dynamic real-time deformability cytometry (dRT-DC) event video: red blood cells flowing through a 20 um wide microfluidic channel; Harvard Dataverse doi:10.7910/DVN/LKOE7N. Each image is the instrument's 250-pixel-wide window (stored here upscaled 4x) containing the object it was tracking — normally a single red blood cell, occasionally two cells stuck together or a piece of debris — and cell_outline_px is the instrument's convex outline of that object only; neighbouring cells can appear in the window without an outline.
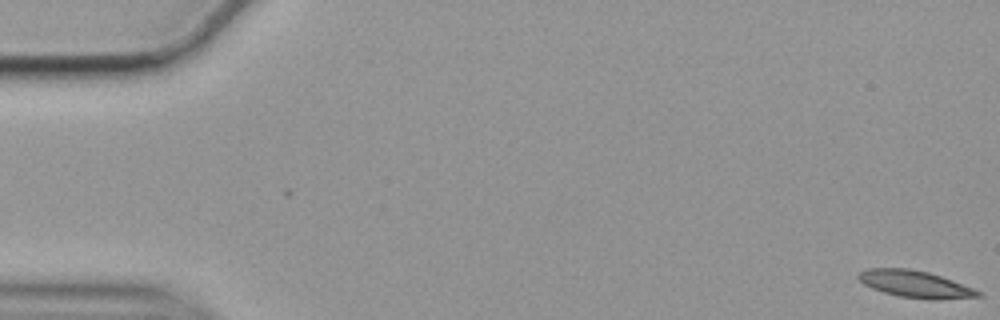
{"species": "common noctule bat (a hibernating species)", "species_latin": "Nyctalus noctula", "temperature_condition": "cold", "stored_images_in_passage": 57, "camera_frame_rate_fps": 3000, "um_per_image_px": 0.085, "animal": {"sex": "female", "body_mass_g": 19.9}, "frame": {"image": 1, "passage_image": 1, "time_ms": 0.0, "image_size_px": [1000, 320], "cell_outline_px": [[984, 296], [936, 300], [932, 300], [900, 296], [884, 292], [872, 288], [864, 284], [856, 276], [864, 268], [908, 268], [928, 272], [952, 280], [984, 292]], "centroid_in_image_um": [77.82, 24.15], "position_along_channel_um": 7.2, "area_um2": 18.84}}
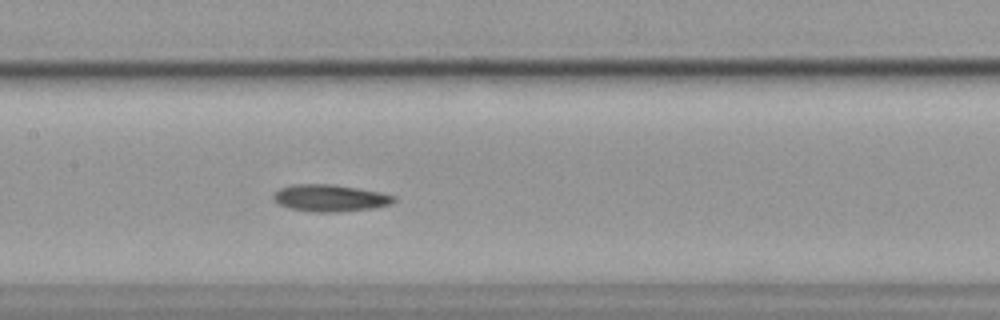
{"frame": {"image": 2, "passage_image": 28, "time_ms": 9.0, "image_size_px": [1000, 320], "cell_outline_px": [[396, 200], [392, 204], [372, 208], [340, 212], [312, 212], [288, 208], [272, 200], [272, 196], [280, 188], [292, 184], [332, 184], [380, 192], [396, 196]], "centroid_in_image_um": [28.05, 16.84], "position_along_channel_um": 179.4, "area_um2": 19.02}}
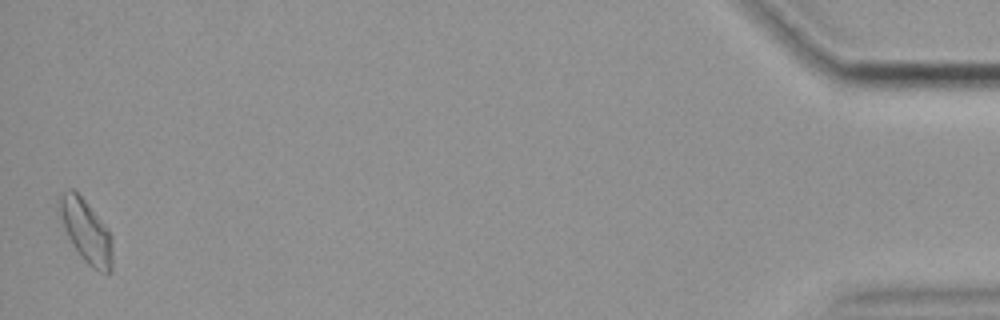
{"frame": {"image": 3, "passage_image": 57, "time_ms": 18.667, "image_size_px": [1000, 320], "cell_outline_px": [[112, 272], [108, 276], [104, 276], [92, 268], [80, 256], [72, 244], [64, 228], [56, 200], [68, 188], [72, 188], [88, 204], [108, 228], [112, 236]], "centroid_in_image_um": [7.35, 19.7], "position_along_channel_um": 427.9, "area_um2": 19.83}}